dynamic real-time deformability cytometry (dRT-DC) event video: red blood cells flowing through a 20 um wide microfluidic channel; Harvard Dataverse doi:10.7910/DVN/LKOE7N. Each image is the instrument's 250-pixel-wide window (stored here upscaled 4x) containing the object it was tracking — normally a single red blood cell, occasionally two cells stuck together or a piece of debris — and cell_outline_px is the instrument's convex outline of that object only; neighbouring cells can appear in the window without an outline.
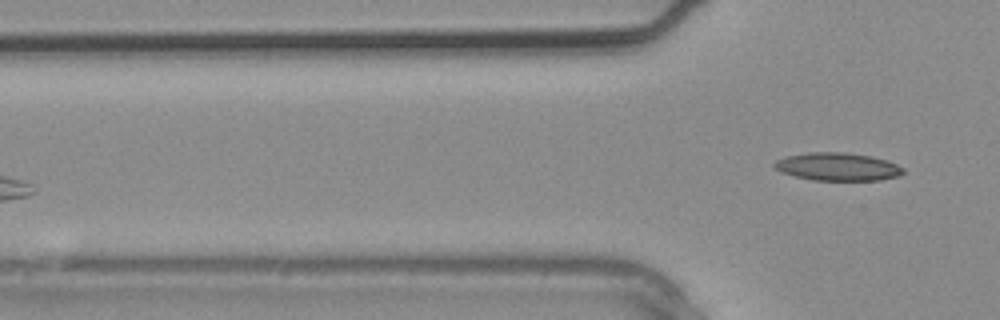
{"species": "common noctule bat (a hibernating species)", "species_latin": "Nyctalus noctula", "temperature_condition": "warm", "stored_images_in_passage": 2, "camera_frame_rate_fps": 3000, "um_per_image_px": 0.085, "animal": {"sex": "male", "body_mass_g": 20.4}, "frame": {"image": 1, "passage_image": 2, "time_ms": 0.333, "image_size_px": [1000, 320], "cell_outline_px": [[904, 172], [900, 176], [880, 180], [812, 180], [780, 172], [772, 164], [776, 160], [784, 156], [808, 152], [844, 152], [872, 156], [896, 164], [904, 168]], "centroid_in_image_um": [71.18, 14.16], "position_along_channel_um": 54.6, "area_um2": 21.04}}